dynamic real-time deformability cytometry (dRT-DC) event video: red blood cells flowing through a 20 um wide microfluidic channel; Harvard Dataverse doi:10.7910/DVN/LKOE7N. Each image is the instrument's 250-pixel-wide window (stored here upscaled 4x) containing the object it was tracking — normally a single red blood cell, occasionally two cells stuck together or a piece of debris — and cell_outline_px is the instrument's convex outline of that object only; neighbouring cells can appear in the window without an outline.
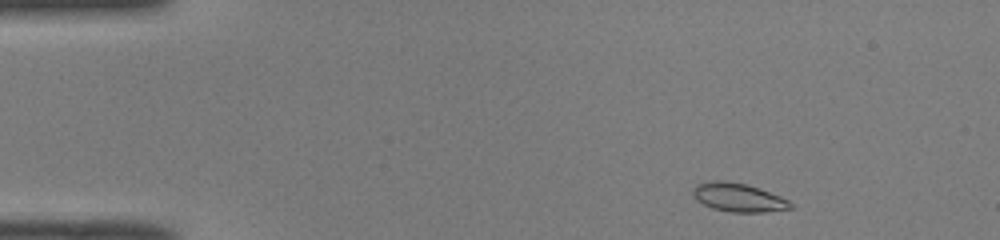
{"species": "common noctule bat (a hibernating species)", "species_latin": "Nyctalus noctula", "temperature_condition": "room temperature", "stored_images_in_passage": 45, "camera_frame_rate_fps": 3000, "um_per_image_px": 0.085, "animal": {"sex": "male", "body_mass_g": 19.0, "forearm_length_mm": 50.8}, "frame": {"image": 1, "passage_image": 2, "time_ms": 0.333, "image_size_px": [1000, 240], "cell_outline_px": [[792, 208], [764, 212], [732, 212], [712, 208], [696, 200], [692, 196], [692, 188], [696, 184], [716, 180], [724, 180], [748, 184], [780, 196], [788, 200], [792, 204]], "centroid_in_image_um": [62.73, 16.77], "position_along_channel_um": 22.3, "area_um2": 16.3}}
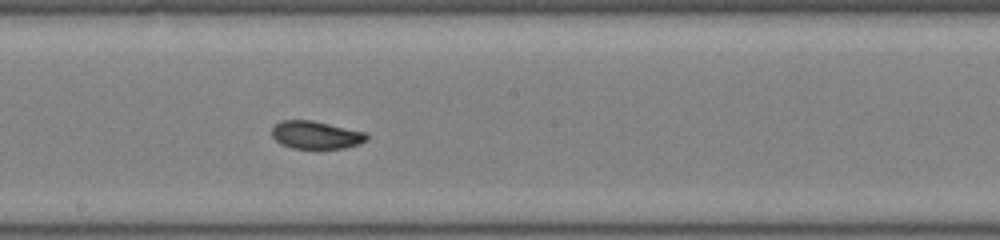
{"frame": {"image": 2, "passage_image": 23, "time_ms": 7.333, "image_size_px": [1000, 240], "cell_outline_px": [[368, 140], [360, 144], [344, 148], [292, 148], [280, 144], [272, 136], [272, 128], [280, 120], [312, 120], [368, 132]], "centroid_in_image_um": [26.89, 11.46], "position_along_channel_um": 221.3, "area_um2": 15.55}}
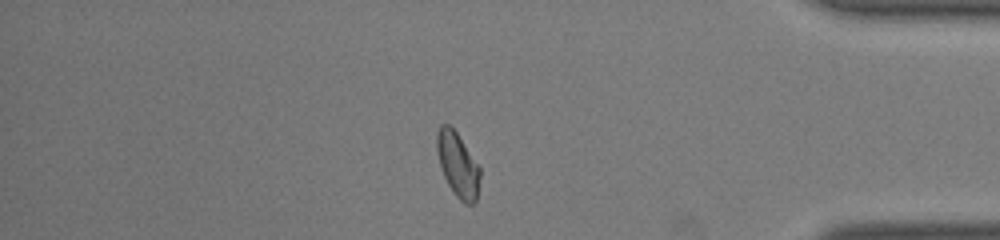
{"frame": {"image": 3, "passage_image": 38, "time_ms": 12.333, "image_size_px": [1000, 240], "cell_outline_px": [[480, 176], [476, 200], [472, 204], [464, 204], [456, 196], [448, 184], [444, 176], [440, 164], [436, 148], [436, 132], [440, 124], [448, 124], [456, 132], [480, 168]], "centroid_in_image_um": [38.89, 14.0], "position_along_channel_um": 396.3, "area_um2": 15.95}, "authors_computed_cell_mechanics": {"area_um2": 15.9528, "velocity_mm_per_s": 4.0609, "shape_relaxation_time_tau1_ms": 6.4951, "shape_relaxation_time_tau2_ms": 1.0021, "deformation_change_tau1": 0.1491, "deformation_change_tau2": 0.0443}}